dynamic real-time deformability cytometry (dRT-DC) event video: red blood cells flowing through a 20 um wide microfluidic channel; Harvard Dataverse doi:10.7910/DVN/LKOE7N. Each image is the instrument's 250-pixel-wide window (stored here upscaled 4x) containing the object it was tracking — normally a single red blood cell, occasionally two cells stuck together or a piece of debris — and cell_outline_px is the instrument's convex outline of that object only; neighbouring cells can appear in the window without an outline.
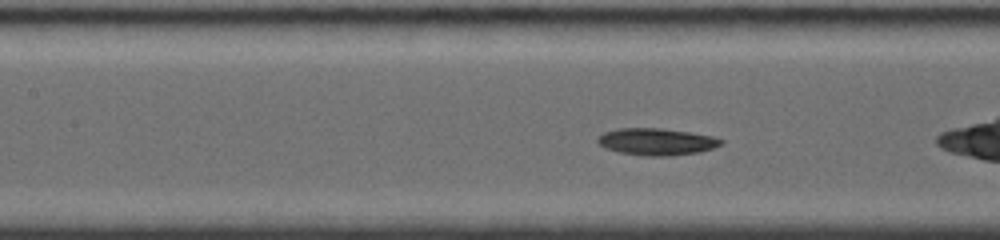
{"species": "common noctule bat (a hibernating species)", "species_latin": "Nyctalus noctula", "temperature_condition": "room temperature", "stored_images_in_passage": 27, "camera_frame_rate_fps": 4000, "um_per_image_px": 0.085, "animal": {"sex": "female", "body_mass_g": 19.0, "forearm_length_mm": 56.7}, "frame": {"image": 1, "passage_image": 8, "time_ms": 2.5, "image_size_px": [1000, 240], "cell_outline_px": [[724, 144], [700, 152], [668, 156], [648, 156], [620, 152], [604, 148], [596, 140], [604, 132], [620, 128], [660, 128], [688, 132], [712, 136], [724, 140]], "centroid_in_image_um": [55.83, 12.04], "position_along_channel_um": 151.6, "area_um2": 19.25}}
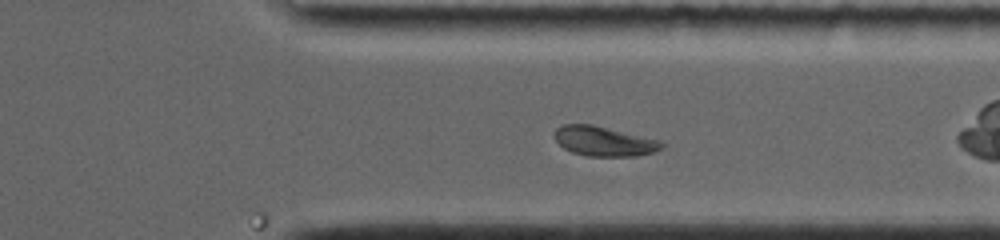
{"frame": {"image": 2, "passage_image": 20, "time_ms": 8.0, "image_size_px": [1000, 240], "cell_outline_px": [[664, 148], [652, 152], [636, 156], [588, 156], [572, 152], [564, 148], [556, 140], [552, 132], [556, 128], [564, 124], [592, 124], [660, 140], [664, 144]], "centroid_in_image_um": [51.32, 12.0], "position_along_channel_um": 360.1, "area_um2": 18.55}, "authors_computed_cell_mechanics": {"area_um2": 19.074, "velocity_mm_per_s": 3.789, "shape_relaxation_time_tau1_ms": 3.7352, "shape_relaxation_time_tau2_ms": 6.2118, "deformation_change_tau1": 0.1244, "deformation_change_tau2": 0.0641}}